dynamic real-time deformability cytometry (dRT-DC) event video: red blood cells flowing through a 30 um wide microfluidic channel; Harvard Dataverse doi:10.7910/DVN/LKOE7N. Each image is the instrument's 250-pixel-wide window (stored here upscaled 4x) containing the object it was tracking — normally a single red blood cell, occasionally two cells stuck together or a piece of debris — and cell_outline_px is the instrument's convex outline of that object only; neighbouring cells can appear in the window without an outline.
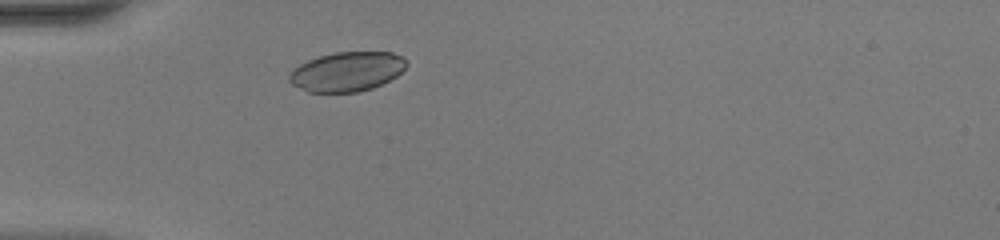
{"species": "common noctule bat (a hibernating species)", "species_latin": "Nyctalus noctula", "temperature_condition": "warm", "stored_images_in_passage": 36, "camera_frame_rate_fps": 3000, "um_per_image_px": 0.085, "animal": {"sex": "female", "body_mass_g": 20.0, "forearm_length_mm": 54.0}, "frame": {"image": 1, "passage_image": 1, "time_ms": 0.0, "image_size_px": [1000, 240], "cell_outline_px": [[408, 64], [396, 76], [372, 88], [356, 92], [308, 92], [292, 84], [288, 80], [288, 76], [300, 64], [308, 60], [320, 56], [336, 52], [392, 52], [404, 56]], "centroid_in_image_um": [29.51, 6.08], "position_along_channel_um": 55.5, "area_um2": 26.76}}
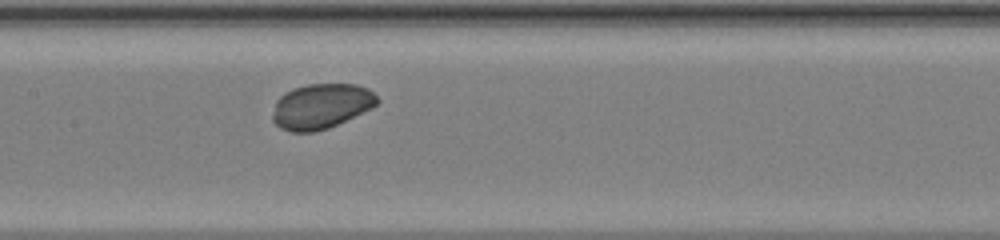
{"frame": {"image": 2, "passage_image": 11, "time_ms": 3.333, "image_size_px": [1000, 240], "cell_outline_px": [[380, 100], [372, 108], [328, 128], [312, 132], [292, 132], [280, 128], [272, 120], [272, 116], [276, 100], [284, 92], [292, 88], [308, 84], [356, 84], [368, 88]], "centroid_in_image_um": [27.28, 9.02], "position_along_channel_um": 180.1, "area_um2": 27.51}}
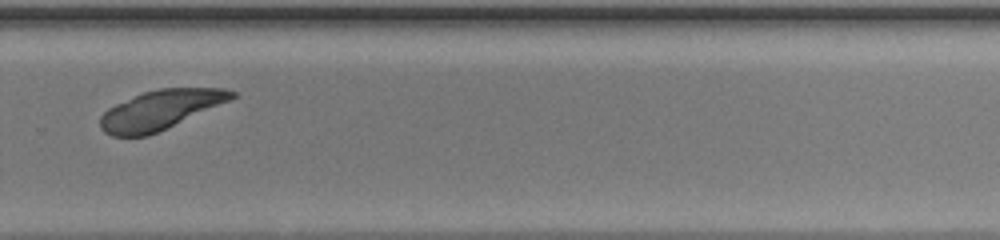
{"frame": {"image": 3, "passage_image": 21, "time_ms": 6.667, "image_size_px": [1000, 240], "cell_outline_px": [[236, 96], [232, 100], [148, 136], [112, 136], [104, 132], [100, 128], [100, 116], [108, 108], [116, 104], [144, 92], [160, 88], [224, 88], [236, 92]], "centroid_in_image_um": [13.65, 9.34], "position_along_channel_um": 316.2, "area_um2": 30.0}, "authors_computed_cell_mechanics": {"area_um2": 29.8826, "velocity_mm_per_s": 4.0935, "shape_relaxation_time_tau1_ms": 1.1215, "shape_relaxation_time_tau2_ms": null, "deformation_change_tau1": 0.1076, "deformation_change_tau2": null}}